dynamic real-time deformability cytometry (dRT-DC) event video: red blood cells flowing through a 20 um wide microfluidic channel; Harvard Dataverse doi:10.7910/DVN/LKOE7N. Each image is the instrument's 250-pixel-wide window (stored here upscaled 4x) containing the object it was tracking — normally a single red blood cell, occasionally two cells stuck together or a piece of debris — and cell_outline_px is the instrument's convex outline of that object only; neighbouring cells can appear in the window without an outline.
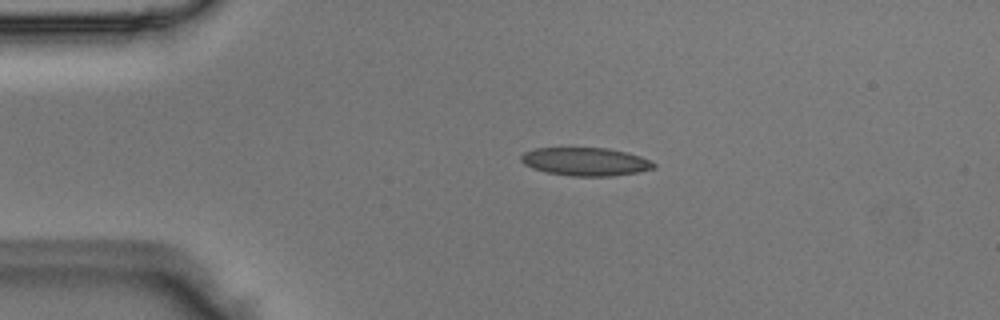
{"species": "Egyptian fruit bat (a non-hibernating species)", "species_latin": "Rousettus aegyptiacus", "temperature_condition": "room temperature", "stored_images_in_passage": 2, "camera_frame_rate_fps": 3000, "um_per_image_px": 0.085, "animal": {"sex": "male"}, "frame": {"image": 1, "passage_image": 1, "time_ms": 0.0, "image_size_px": [1000, 320], "cell_outline_px": [[656, 168], [640, 172], [612, 176], [572, 176], [548, 172], [532, 168], [524, 164], [520, 160], [520, 156], [524, 152], [532, 148], [608, 148], [628, 152], [640, 156], [656, 164]], "centroid_in_image_um": [49.78, 13.73], "position_along_channel_um": 35.2, "area_um2": 21.91}}